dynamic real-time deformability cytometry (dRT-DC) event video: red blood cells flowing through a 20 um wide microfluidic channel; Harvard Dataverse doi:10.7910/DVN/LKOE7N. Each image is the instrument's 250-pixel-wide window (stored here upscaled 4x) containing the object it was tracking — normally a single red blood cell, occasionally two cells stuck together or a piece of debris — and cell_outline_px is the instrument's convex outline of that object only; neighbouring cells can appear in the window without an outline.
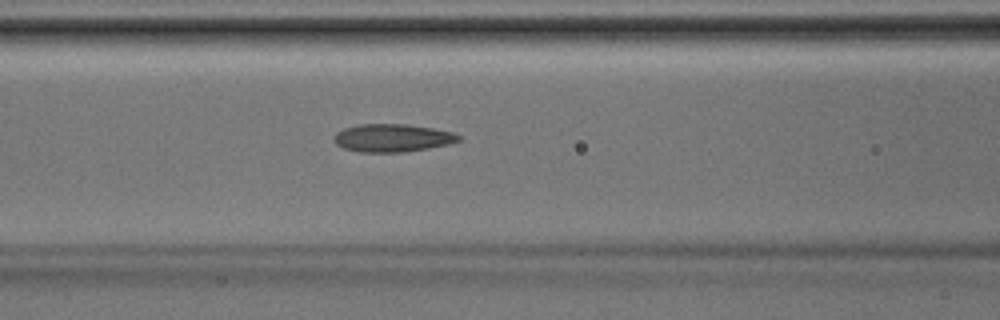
{"species": "Egyptian fruit bat (a non-hibernating species)", "species_latin": "Rousettus aegyptiacus", "temperature_condition": "room temperature", "stored_images_in_passage": 41, "camera_frame_rate_fps": 3000, "um_per_image_px": 0.085, "animal": {"sex": "male"}, "frame": {"image": 1, "passage_image": 17, "time_ms": 5.333, "image_size_px": [1000, 320], "cell_outline_px": [[460, 140], [448, 144], [428, 148], [404, 152], [360, 152], [344, 148], [336, 144], [332, 140], [332, 136], [336, 132], [344, 128], [360, 124], [408, 124], [432, 128], [452, 132], [460, 136]], "centroid_in_image_um": [33.3, 11.72], "position_along_channel_um": 133.3, "area_um2": 20.29}}
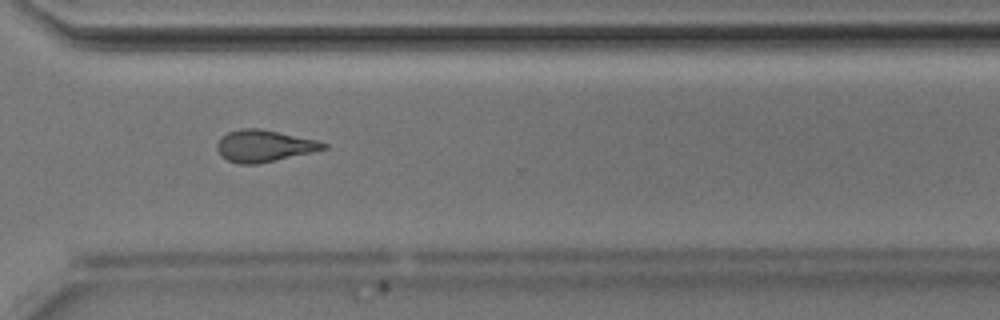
{"frame": {"image": 2, "passage_image": 30, "time_ms": 9.667, "image_size_px": [1000, 320], "cell_outline_px": [[328, 148], [312, 152], [256, 164], [240, 164], [228, 160], [220, 156], [216, 148], [216, 144], [220, 136], [228, 132], [240, 128], [260, 128], [316, 140], [328, 144]], "centroid_in_image_um": [22.4, 12.39], "position_along_channel_um": 348.2, "area_um2": 19.71}}
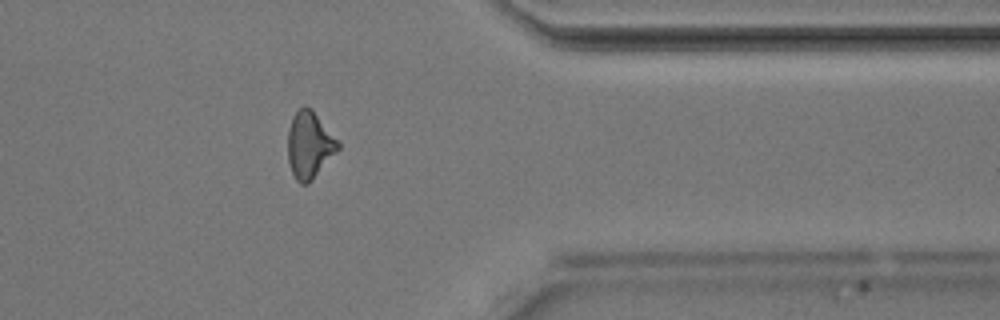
{"frame": {"image": 3, "passage_image": 33, "time_ms": 10.667, "image_size_px": [1000, 320], "cell_outline_px": [[340, 148], [312, 180], [308, 184], [300, 184], [296, 180], [292, 172], [288, 160], [288, 128], [292, 116], [300, 108], [312, 108], [340, 144]], "centroid_in_image_um": [26.29, 12.34], "position_along_channel_um": 385.1, "area_um2": 19.36}}